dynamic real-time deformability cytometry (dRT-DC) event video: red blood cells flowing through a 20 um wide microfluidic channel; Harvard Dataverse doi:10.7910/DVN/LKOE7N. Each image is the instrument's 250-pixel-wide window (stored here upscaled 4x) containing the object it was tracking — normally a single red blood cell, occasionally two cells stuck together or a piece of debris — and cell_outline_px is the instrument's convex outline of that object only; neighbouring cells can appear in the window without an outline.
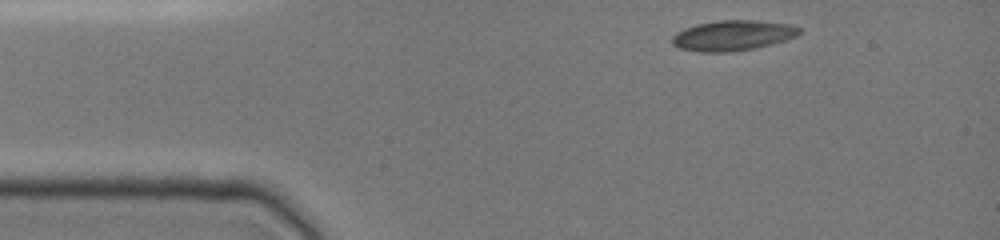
{"species": "common noctule bat (a hibernating species)", "species_latin": "Nyctalus noctula", "temperature_condition": "cold", "stored_images_in_passage": 4, "camera_frame_rate_fps": 3000, "um_per_image_px": 0.085, "animal": {"sex": "female", "body_mass_g": 19.0, "forearm_length_mm": 51.5}, "frame": {"image": 1, "passage_image": 1, "time_ms": 0.0, "image_size_px": [1000, 240], "cell_outline_px": [[800, 32], [796, 36], [772, 44], [756, 48], [732, 52], [700, 52], [680, 48], [672, 44], [672, 36], [676, 32], [684, 28], [696, 24], [720, 20], [752, 20], [788, 24], [800, 28]], "centroid_in_image_um": [62.25, 3.02], "position_along_channel_um": 22.8, "area_um2": 22.43}}
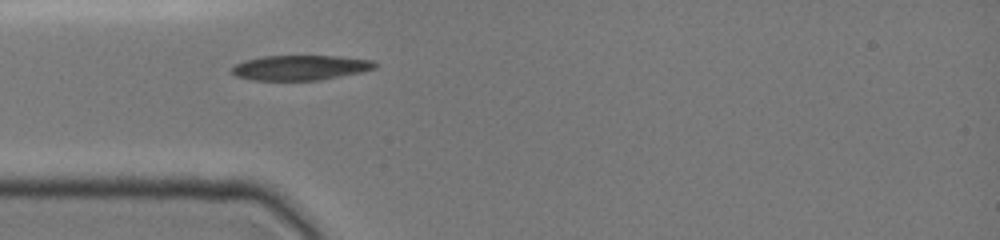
{"frame": {"image": 2, "passage_image": 4, "time_ms": 2.333, "image_size_px": [1000, 240], "cell_outline_px": [[380, 64], [376, 68], [364, 72], [320, 80], [252, 80], [236, 76], [232, 72], [232, 68], [236, 64], [244, 60], [264, 56], [336, 56], [376, 60]], "centroid_in_image_um": [25.61, 5.75], "position_along_channel_um": 59.4, "area_um2": 21.04}}